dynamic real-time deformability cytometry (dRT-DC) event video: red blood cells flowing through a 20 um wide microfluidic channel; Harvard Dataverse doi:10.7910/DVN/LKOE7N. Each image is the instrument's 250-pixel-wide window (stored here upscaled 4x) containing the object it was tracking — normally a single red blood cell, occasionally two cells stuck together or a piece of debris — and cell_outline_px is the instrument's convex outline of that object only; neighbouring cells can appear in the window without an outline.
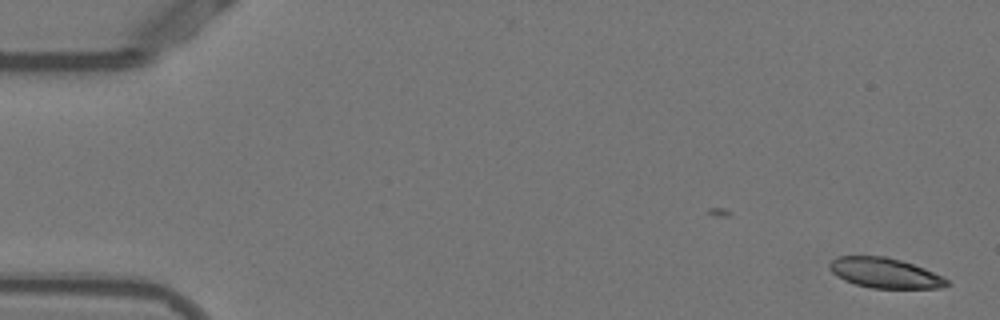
{"species": "Egyptian fruit bat (a non-hibernating species)", "species_latin": "Rousettus aegyptiacus", "temperature_condition": "warm", "stored_images_in_passage": 33, "camera_frame_rate_fps": 3000, "um_per_image_px": 0.085, "animal": {"sex": "female"}, "frame": {"image": 1, "passage_image": 1, "time_ms": 0.0, "image_size_px": [1000, 320], "cell_outline_px": [[952, 284], [940, 288], [872, 288], [856, 284], [844, 280], [832, 272], [828, 268], [828, 264], [832, 260], [840, 256], [884, 256], [900, 260], [924, 268], [948, 280]], "centroid_in_image_um": [75.21, 23.2], "position_along_channel_um": 9.8, "area_um2": 20.4}}
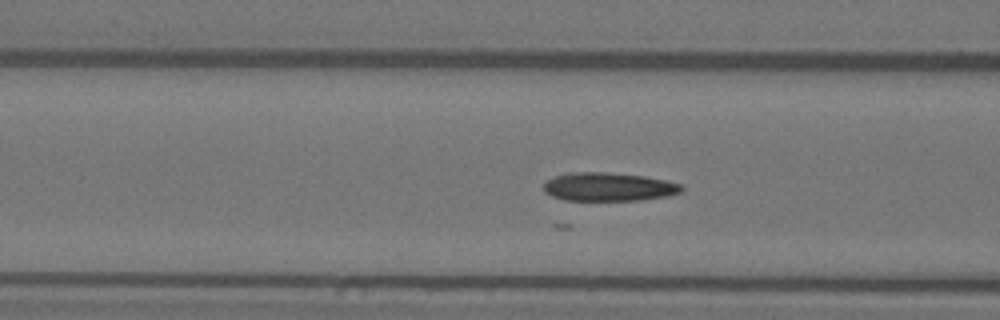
{"frame": {"image": 2, "passage_image": 20, "time_ms": 6.333, "image_size_px": [1000, 320], "cell_outline_px": [[684, 188], [680, 192], [668, 196], [640, 200], [564, 200], [552, 196], [544, 192], [544, 184], [548, 180], [556, 176], [568, 172], [608, 172], [644, 176], [664, 180], [680, 184]], "centroid_in_image_um": [51.72, 15.88], "position_along_channel_um": 114.9, "area_um2": 22.83}}
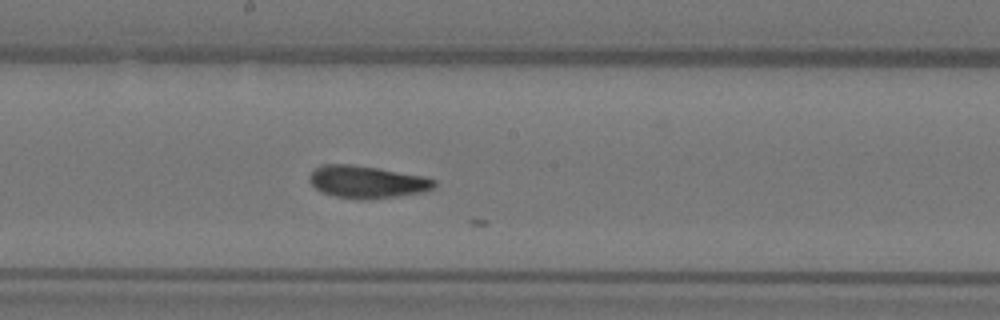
{"frame": {"image": 3, "passage_image": 28, "time_ms": 9.0, "image_size_px": [1000, 320], "cell_outline_px": [[436, 188], [424, 192], [396, 196], [336, 196], [320, 192], [308, 180], [308, 176], [320, 164], [352, 164], [380, 168], [424, 176], [436, 180]], "centroid_in_image_um": [31.21, 15.4], "position_along_channel_um": 217.0, "area_um2": 22.89}}